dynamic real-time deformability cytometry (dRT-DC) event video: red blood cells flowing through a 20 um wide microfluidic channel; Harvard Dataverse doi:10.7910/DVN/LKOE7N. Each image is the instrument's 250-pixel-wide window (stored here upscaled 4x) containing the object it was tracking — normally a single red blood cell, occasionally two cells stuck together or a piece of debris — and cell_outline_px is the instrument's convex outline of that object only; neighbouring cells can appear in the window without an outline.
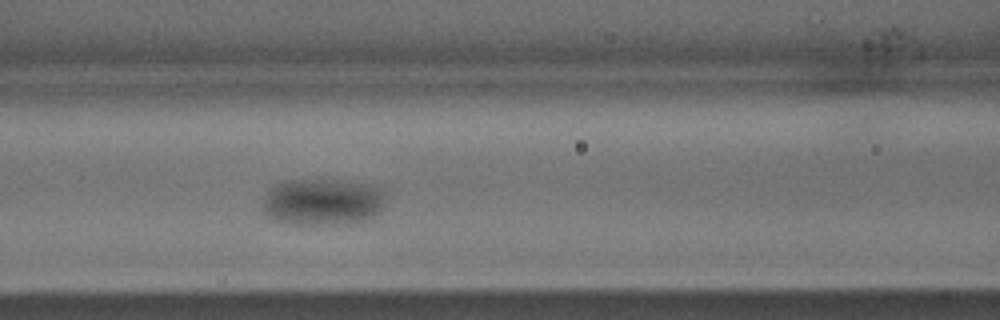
{"species": "common noctule bat (a hibernating species)", "species_latin": "Nyctalus noctula", "temperature_condition": "warm", "stored_images_in_passage": 24, "camera_frame_rate_fps": 3000, "um_per_image_px": 0.085, "animal": {"sex": "male", "body_mass_g": 15.6}, "frame": {"image": 1, "passage_image": 8, "time_ms": 2.333, "image_size_px": [1000, 320], "cell_outline_px": [[384, 196], [380, 212], [372, 216], [360, 220], [304, 224], [288, 224], [264, 212], [264, 200], [268, 188], [276, 184], [292, 180], [332, 180], [368, 184], [384, 188]], "centroid_in_image_um": [27.41, 17.12], "position_along_channel_um": 139.2, "area_um2": 32.43}}
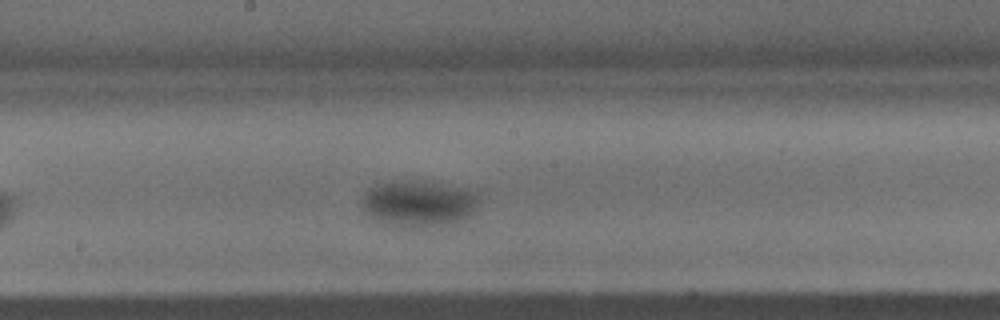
{"frame": {"image": 2, "passage_image": 12, "time_ms": 3.667, "image_size_px": [1000, 320], "cell_outline_px": [[480, 200], [472, 212], [468, 216], [444, 224], [420, 228], [384, 224], [372, 216], [364, 208], [360, 200], [376, 184], [392, 180], [440, 184], [460, 188], [472, 192]], "centroid_in_image_um": [35.54, 17.3], "position_along_channel_um": 212.7, "area_um2": 30.4}}
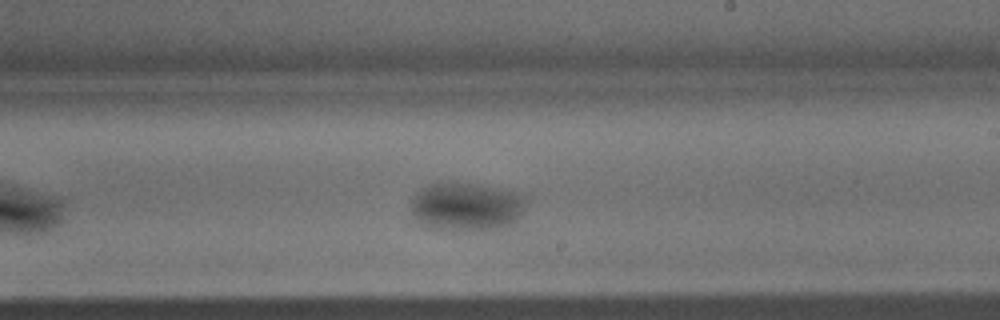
{"frame": {"image": 3, "passage_image": 14, "time_ms": 4.333, "image_size_px": [1000, 320], "cell_outline_px": [[524, 200], [520, 212], [516, 220], [512, 224], [500, 228], [464, 232], [428, 228], [416, 220], [412, 212], [412, 200], [416, 192], [420, 188], [428, 184], [468, 184], [512, 192], [520, 196]], "centroid_in_image_um": [39.54, 17.63], "position_along_channel_um": 249.5, "area_um2": 31.73}}